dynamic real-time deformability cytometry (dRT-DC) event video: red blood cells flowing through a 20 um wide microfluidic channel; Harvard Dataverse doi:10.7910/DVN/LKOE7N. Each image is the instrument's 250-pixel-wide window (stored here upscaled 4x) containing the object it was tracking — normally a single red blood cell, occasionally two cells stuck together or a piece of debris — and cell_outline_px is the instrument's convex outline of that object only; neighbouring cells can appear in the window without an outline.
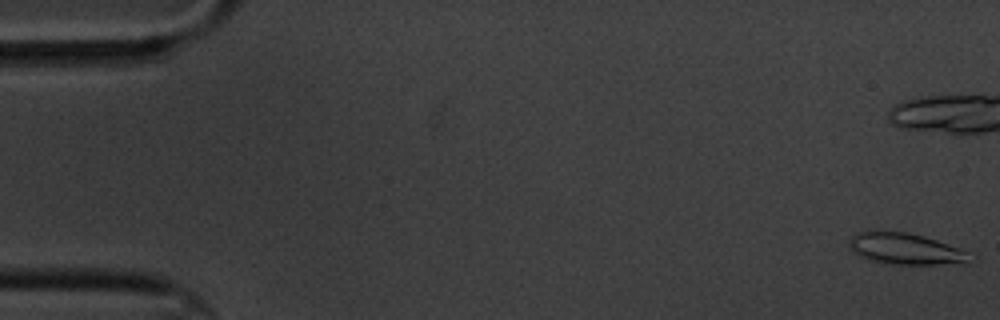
{"species": "common noctule bat (a hibernating species)", "species_latin": "Nyctalus noctula", "temperature_condition": "cold", "stored_images_in_passage": 16, "camera_frame_rate_fps": 3000, "um_per_image_px": 0.085, "animal": {"sex": "male", "body_mass_g": 20.1, "forearm_length_mm": 53.5}, "frame": {"image": 1, "passage_image": 1, "time_ms": 0.0, "image_size_px": [1000, 320], "cell_outline_px": [[964, 260], [936, 264], [892, 264], [872, 260], [860, 256], [852, 252], [848, 244], [848, 240], [856, 232], [864, 228], [904, 232], [924, 236], [960, 248], [964, 252]], "centroid_in_image_um": [76.7, 21.08], "position_along_channel_um": 8.3, "area_um2": 21.62}}
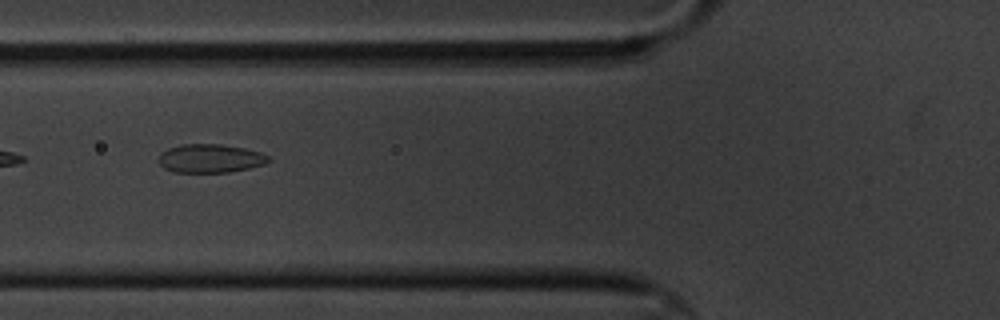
{"frame": {"image": 2, "passage_image": 7, "time_ms": 8.0, "image_size_px": [1000, 320], "cell_outline_px": [[272, 160], [264, 164], [248, 168], [228, 172], [172, 172], [164, 168], [160, 164], [160, 152], [168, 148], [180, 144], [220, 144], [244, 148], [260, 152], [268, 156]], "centroid_in_image_um": [17.86, 13.46], "position_along_channel_um": 107.9, "area_um2": 18.26}}
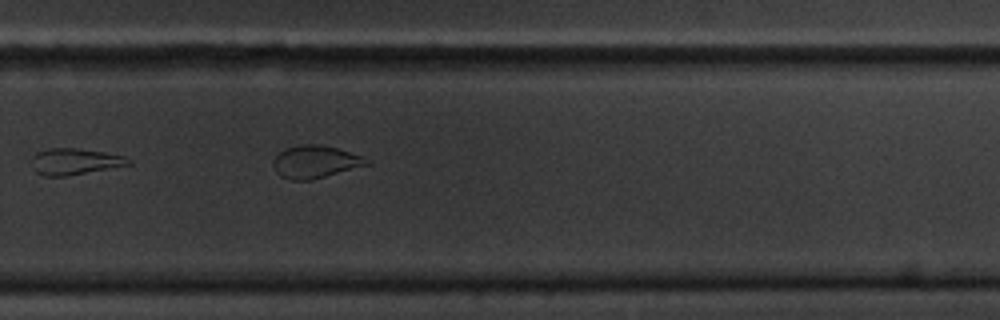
{"frame": {"image": 3, "passage_image": 12, "time_ms": 13.667, "image_size_px": [1000, 320], "cell_outline_px": [[132, 164], [64, 176], [44, 176], [36, 172], [32, 156], [36, 152], [48, 148], [76, 148], [104, 152], [124, 156], [132, 160]], "centroid_in_image_um": [6.37, 13.71], "position_along_channel_um": 323.4, "area_um2": 14.62}}